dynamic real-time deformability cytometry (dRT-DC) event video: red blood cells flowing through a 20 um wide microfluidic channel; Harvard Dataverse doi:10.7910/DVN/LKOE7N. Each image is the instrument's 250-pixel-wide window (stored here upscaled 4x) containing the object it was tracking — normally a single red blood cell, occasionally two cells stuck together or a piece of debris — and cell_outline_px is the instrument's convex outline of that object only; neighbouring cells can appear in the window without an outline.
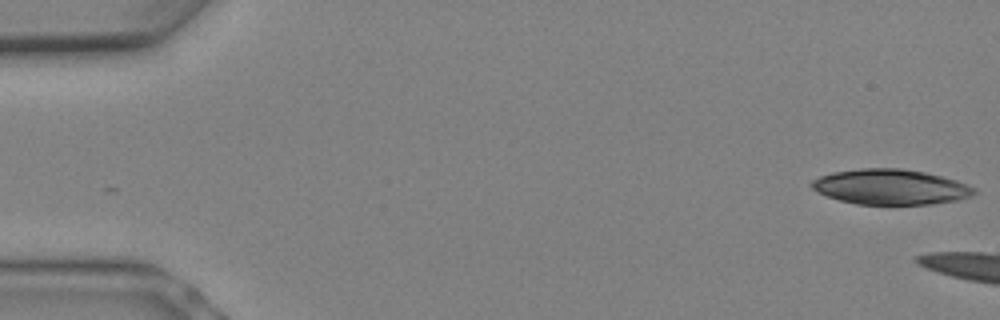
{"species": "Egyptian fruit bat (a non-hibernating species)", "species_latin": "Rousettus aegyptiacus", "temperature_condition": "warm", "stored_images_in_passage": 3, "camera_frame_rate_fps": 3000, "um_per_image_px": 0.085, "animal": {"sex": "female"}, "frame": {"image": 1, "passage_image": 1, "time_ms": 0.0, "image_size_px": [1000, 320], "cell_outline_px": [[976, 192], [968, 196], [956, 200], [932, 204], [856, 204], [840, 200], [828, 196], [812, 188], [808, 184], [812, 180], [820, 176], [832, 172], [860, 168], [900, 168], [924, 172], [956, 180], [976, 188]], "centroid_in_image_um": [75.67, 15.88], "position_along_channel_um": 9.3, "area_um2": 33.18}}